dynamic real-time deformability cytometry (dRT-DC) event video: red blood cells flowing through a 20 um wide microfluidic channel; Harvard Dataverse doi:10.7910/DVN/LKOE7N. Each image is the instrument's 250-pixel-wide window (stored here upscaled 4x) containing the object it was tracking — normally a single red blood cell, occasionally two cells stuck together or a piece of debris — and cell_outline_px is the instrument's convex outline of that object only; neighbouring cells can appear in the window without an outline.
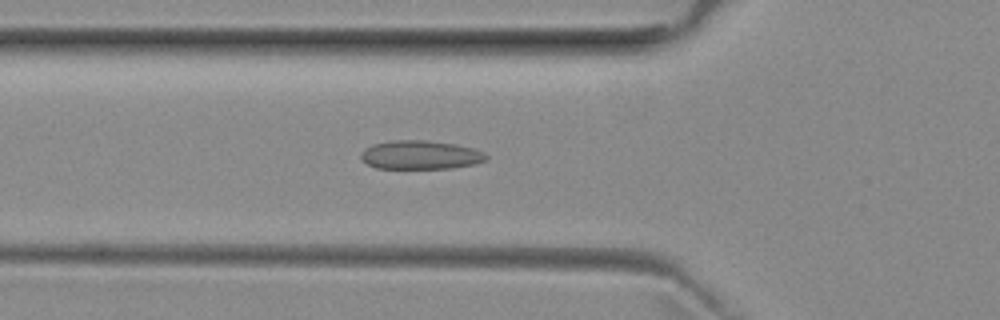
{"species": "common noctule bat (a hibernating species)", "species_latin": "Nyctalus noctula", "temperature_condition": "room temperature", "stored_images_in_passage": 36, "camera_frame_rate_fps": 3000, "um_per_image_px": 0.085, "animal": {"sex": "female", "body_mass_g": 29.2, "forearm_length_mm": 56.3}, "frame": {"image": 1, "passage_image": 9, "time_ms": 2.667, "image_size_px": [1000, 320], "cell_outline_px": [[488, 156], [484, 160], [472, 164], [452, 168], [376, 168], [360, 160], [360, 152], [364, 148], [372, 144], [392, 140], [424, 140], [452, 144], [472, 148], [484, 152]], "centroid_in_image_um": [35.66, 13.16], "position_along_channel_um": 90.1, "area_um2": 20.87}}
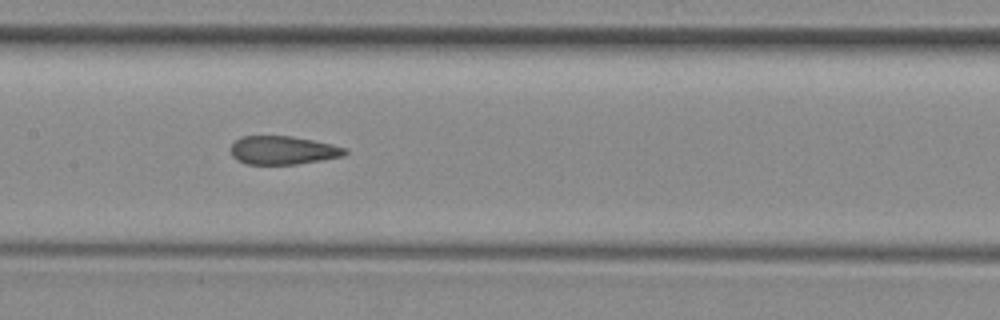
{"frame": {"image": 2, "passage_image": 16, "time_ms": 5.0, "image_size_px": [1000, 320], "cell_outline_px": [[348, 152], [344, 156], [296, 164], [248, 164], [236, 160], [232, 156], [232, 144], [240, 136], [292, 136], [332, 144], [348, 148]], "centroid_in_image_um": [24.07, 12.77], "position_along_channel_um": 183.3, "area_um2": 18.9}}
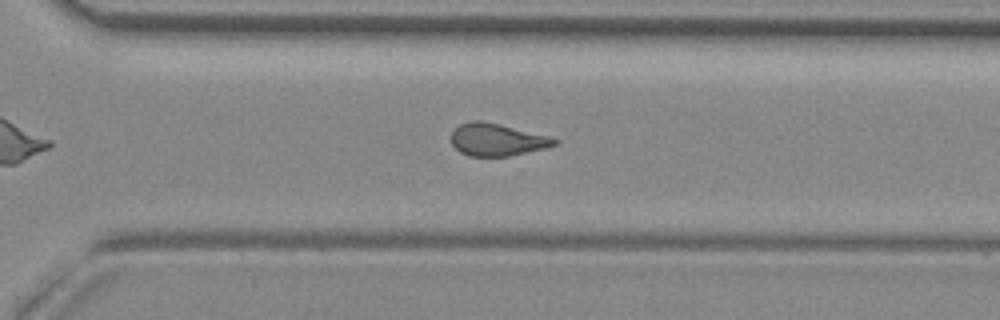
{"frame": {"image": 3, "passage_image": 27, "time_ms": 8.667, "image_size_px": [1000, 320], "cell_outline_px": [[560, 140], [556, 144], [544, 148], [508, 156], [468, 156], [460, 152], [452, 144], [452, 132], [460, 124], [472, 120], [480, 120], [548, 136]], "centroid_in_image_um": [42.21, 11.88], "position_along_channel_um": 328.4, "area_um2": 19.07}, "authors_computed_cell_mechanics": {"area_um2": 19.7676, "velocity_mm_per_s": 3.9686, "shape_relaxation_time_tau1_ms": null, "shape_relaxation_time_tau2_ms": 1.446, "deformation_change_tau1": null, "deformation_change_tau2": 0.0947}}